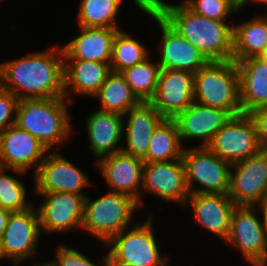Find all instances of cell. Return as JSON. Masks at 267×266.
I'll use <instances>...</instances> for the list:
<instances>
[{
    "label": "cell",
    "mask_w": 267,
    "mask_h": 266,
    "mask_svg": "<svg viewBox=\"0 0 267 266\" xmlns=\"http://www.w3.org/2000/svg\"><path fill=\"white\" fill-rule=\"evenodd\" d=\"M33 265L34 266H53L50 262H47V263H41V264H39V263H37V262H33Z\"/></svg>",
    "instance_id": "obj_41"
},
{
    "label": "cell",
    "mask_w": 267,
    "mask_h": 266,
    "mask_svg": "<svg viewBox=\"0 0 267 266\" xmlns=\"http://www.w3.org/2000/svg\"><path fill=\"white\" fill-rule=\"evenodd\" d=\"M233 117L234 115L230 111L193 102L174 120L178 127L181 142L200 138L202 140L200 147H208L216 133Z\"/></svg>",
    "instance_id": "obj_18"
},
{
    "label": "cell",
    "mask_w": 267,
    "mask_h": 266,
    "mask_svg": "<svg viewBox=\"0 0 267 266\" xmlns=\"http://www.w3.org/2000/svg\"><path fill=\"white\" fill-rule=\"evenodd\" d=\"M48 151L37 138L15 124L0 134V167L15 173L24 174L33 165L37 171Z\"/></svg>",
    "instance_id": "obj_13"
},
{
    "label": "cell",
    "mask_w": 267,
    "mask_h": 266,
    "mask_svg": "<svg viewBox=\"0 0 267 266\" xmlns=\"http://www.w3.org/2000/svg\"><path fill=\"white\" fill-rule=\"evenodd\" d=\"M266 44L267 14L233 26V61L258 57Z\"/></svg>",
    "instance_id": "obj_26"
},
{
    "label": "cell",
    "mask_w": 267,
    "mask_h": 266,
    "mask_svg": "<svg viewBox=\"0 0 267 266\" xmlns=\"http://www.w3.org/2000/svg\"><path fill=\"white\" fill-rule=\"evenodd\" d=\"M190 201L195 221L215 235L226 240L230 230L232 211L237 206L228 194L193 193Z\"/></svg>",
    "instance_id": "obj_20"
},
{
    "label": "cell",
    "mask_w": 267,
    "mask_h": 266,
    "mask_svg": "<svg viewBox=\"0 0 267 266\" xmlns=\"http://www.w3.org/2000/svg\"><path fill=\"white\" fill-rule=\"evenodd\" d=\"M18 98L10 91L0 86V134L9 126L15 124V116L10 120L11 115H15Z\"/></svg>",
    "instance_id": "obj_35"
},
{
    "label": "cell",
    "mask_w": 267,
    "mask_h": 266,
    "mask_svg": "<svg viewBox=\"0 0 267 266\" xmlns=\"http://www.w3.org/2000/svg\"><path fill=\"white\" fill-rule=\"evenodd\" d=\"M260 206L261 207V211H262V214H263V226L265 227V230L267 231V197H263L260 201H258L257 203H255L253 205V207L255 206Z\"/></svg>",
    "instance_id": "obj_38"
},
{
    "label": "cell",
    "mask_w": 267,
    "mask_h": 266,
    "mask_svg": "<svg viewBox=\"0 0 267 266\" xmlns=\"http://www.w3.org/2000/svg\"><path fill=\"white\" fill-rule=\"evenodd\" d=\"M139 207L132 197L113 191L91 200L84 201L82 228L106 244L113 236L128 229L134 211Z\"/></svg>",
    "instance_id": "obj_5"
},
{
    "label": "cell",
    "mask_w": 267,
    "mask_h": 266,
    "mask_svg": "<svg viewBox=\"0 0 267 266\" xmlns=\"http://www.w3.org/2000/svg\"><path fill=\"white\" fill-rule=\"evenodd\" d=\"M103 178L108 183L109 191L126 194L135 199L139 206L141 201L144 161L122 151L102 157L96 161Z\"/></svg>",
    "instance_id": "obj_19"
},
{
    "label": "cell",
    "mask_w": 267,
    "mask_h": 266,
    "mask_svg": "<svg viewBox=\"0 0 267 266\" xmlns=\"http://www.w3.org/2000/svg\"><path fill=\"white\" fill-rule=\"evenodd\" d=\"M243 114L267 106V61L251 57L236 62Z\"/></svg>",
    "instance_id": "obj_24"
},
{
    "label": "cell",
    "mask_w": 267,
    "mask_h": 266,
    "mask_svg": "<svg viewBox=\"0 0 267 266\" xmlns=\"http://www.w3.org/2000/svg\"><path fill=\"white\" fill-rule=\"evenodd\" d=\"M110 72V63L64 59V96L73 93L93 97Z\"/></svg>",
    "instance_id": "obj_25"
},
{
    "label": "cell",
    "mask_w": 267,
    "mask_h": 266,
    "mask_svg": "<svg viewBox=\"0 0 267 266\" xmlns=\"http://www.w3.org/2000/svg\"><path fill=\"white\" fill-rule=\"evenodd\" d=\"M36 193L67 192L85 195L81 190L91 185L87 175L57 152L47 154L35 171Z\"/></svg>",
    "instance_id": "obj_14"
},
{
    "label": "cell",
    "mask_w": 267,
    "mask_h": 266,
    "mask_svg": "<svg viewBox=\"0 0 267 266\" xmlns=\"http://www.w3.org/2000/svg\"><path fill=\"white\" fill-rule=\"evenodd\" d=\"M37 194L44 197V202L37 208L41 232L82 228L86 195L67 192Z\"/></svg>",
    "instance_id": "obj_15"
},
{
    "label": "cell",
    "mask_w": 267,
    "mask_h": 266,
    "mask_svg": "<svg viewBox=\"0 0 267 266\" xmlns=\"http://www.w3.org/2000/svg\"><path fill=\"white\" fill-rule=\"evenodd\" d=\"M57 248L56 259L50 262L53 266H98L74 248L67 247L66 245H60ZM105 255L100 263L101 266H108L107 254Z\"/></svg>",
    "instance_id": "obj_34"
},
{
    "label": "cell",
    "mask_w": 267,
    "mask_h": 266,
    "mask_svg": "<svg viewBox=\"0 0 267 266\" xmlns=\"http://www.w3.org/2000/svg\"><path fill=\"white\" fill-rule=\"evenodd\" d=\"M258 57L261 58L262 60L267 61V44L265 45V47L263 48L262 52Z\"/></svg>",
    "instance_id": "obj_40"
},
{
    "label": "cell",
    "mask_w": 267,
    "mask_h": 266,
    "mask_svg": "<svg viewBox=\"0 0 267 266\" xmlns=\"http://www.w3.org/2000/svg\"><path fill=\"white\" fill-rule=\"evenodd\" d=\"M266 189L267 149L232 164L228 196L237 206H253L265 196Z\"/></svg>",
    "instance_id": "obj_12"
},
{
    "label": "cell",
    "mask_w": 267,
    "mask_h": 266,
    "mask_svg": "<svg viewBox=\"0 0 267 266\" xmlns=\"http://www.w3.org/2000/svg\"><path fill=\"white\" fill-rule=\"evenodd\" d=\"M250 1H252V2H257V3H263V4H267V0H240L239 1V7H240V9L242 8V7H244V5L245 4H247L248 2H250Z\"/></svg>",
    "instance_id": "obj_39"
},
{
    "label": "cell",
    "mask_w": 267,
    "mask_h": 266,
    "mask_svg": "<svg viewBox=\"0 0 267 266\" xmlns=\"http://www.w3.org/2000/svg\"><path fill=\"white\" fill-rule=\"evenodd\" d=\"M253 206H236L225 240L239 250L252 266H267V231Z\"/></svg>",
    "instance_id": "obj_9"
},
{
    "label": "cell",
    "mask_w": 267,
    "mask_h": 266,
    "mask_svg": "<svg viewBox=\"0 0 267 266\" xmlns=\"http://www.w3.org/2000/svg\"><path fill=\"white\" fill-rule=\"evenodd\" d=\"M164 200L186 204L190 195L182 159L168 162H144L142 187Z\"/></svg>",
    "instance_id": "obj_17"
},
{
    "label": "cell",
    "mask_w": 267,
    "mask_h": 266,
    "mask_svg": "<svg viewBox=\"0 0 267 266\" xmlns=\"http://www.w3.org/2000/svg\"><path fill=\"white\" fill-rule=\"evenodd\" d=\"M123 118L122 114L100 110L88 116L86 124L89 149L98 160L121 151L122 147H118V143L124 134Z\"/></svg>",
    "instance_id": "obj_23"
},
{
    "label": "cell",
    "mask_w": 267,
    "mask_h": 266,
    "mask_svg": "<svg viewBox=\"0 0 267 266\" xmlns=\"http://www.w3.org/2000/svg\"><path fill=\"white\" fill-rule=\"evenodd\" d=\"M194 102L241 115L239 72L236 62L209 61L194 74Z\"/></svg>",
    "instance_id": "obj_4"
},
{
    "label": "cell",
    "mask_w": 267,
    "mask_h": 266,
    "mask_svg": "<svg viewBox=\"0 0 267 266\" xmlns=\"http://www.w3.org/2000/svg\"><path fill=\"white\" fill-rule=\"evenodd\" d=\"M125 115H128L127 123L123 126L126 148L123 147L121 151L143 159L147 155L153 132L164 117L150 102H141Z\"/></svg>",
    "instance_id": "obj_21"
},
{
    "label": "cell",
    "mask_w": 267,
    "mask_h": 266,
    "mask_svg": "<svg viewBox=\"0 0 267 266\" xmlns=\"http://www.w3.org/2000/svg\"><path fill=\"white\" fill-rule=\"evenodd\" d=\"M10 211L0 207V238L2 237L10 216Z\"/></svg>",
    "instance_id": "obj_37"
},
{
    "label": "cell",
    "mask_w": 267,
    "mask_h": 266,
    "mask_svg": "<svg viewBox=\"0 0 267 266\" xmlns=\"http://www.w3.org/2000/svg\"><path fill=\"white\" fill-rule=\"evenodd\" d=\"M148 4L209 61L232 60L234 25L198 15L184 3L173 5L163 0H148Z\"/></svg>",
    "instance_id": "obj_2"
},
{
    "label": "cell",
    "mask_w": 267,
    "mask_h": 266,
    "mask_svg": "<svg viewBox=\"0 0 267 266\" xmlns=\"http://www.w3.org/2000/svg\"><path fill=\"white\" fill-rule=\"evenodd\" d=\"M93 97L100 99V111L118 113L124 117L131 108L141 103L121 72L111 71Z\"/></svg>",
    "instance_id": "obj_27"
},
{
    "label": "cell",
    "mask_w": 267,
    "mask_h": 266,
    "mask_svg": "<svg viewBox=\"0 0 267 266\" xmlns=\"http://www.w3.org/2000/svg\"><path fill=\"white\" fill-rule=\"evenodd\" d=\"M122 0H81L77 13L81 27L118 28L116 16Z\"/></svg>",
    "instance_id": "obj_30"
},
{
    "label": "cell",
    "mask_w": 267,
    "mask_h": 266,
    "mask_svg": "<svg viewBox=\"0 0 267 266\" xmlns=\"http://www.w3.org/2000/svg\"><path fill=\"white\" fill-rule=\"evenodd\" d=\"M65 98V99H64ZM68 97L18 100L15 125L37 138L49 150L69 138ZM68 102V103H67Z\"/></svg>",
    "instance_id": "obj_3"
},
{
    "label": "cell",
    "mask_w": 267,
    "mask_h": 266,
    "mask_svg": "<svg viewBox=\"0 0 267 266\" xmlns=\"http://www.w3.org/2000/svg\"><path fill=\"white\" fill-rule=\"evenodd\" d=\"M120 28L81 27V34L64 47V59L110 63L115 36Z\"/></svg>",
    "instance_id": "obj_22"
},
{
    "label": "cell",
    "mask_w": 267,
    "mask_h": 266,
    "mask_svg": "<svg viewBox=\"0 0 267 266\" xmlns=\"http://www.w3.org/2000/svg\"><path fill=\"white\" fill-rule=\"evenodd\" d=\"M0 86L19 100L65 97L62 47L0 63Z\"/></svg>",
    "instance_id": "obj_1"
},
{
    "label": "cell",
    "mask_w": 267,
    "mask_h": 266,
    "mask_svg": "<svg viewBox=\"0 0 267 266\" xmlns=\"http://www.w3.org/2000/svg\"><path fill=\"white\" fill-rule=\"evenodd\" d=\"M149 51L132 35L119 30L115 36L112 49L110 69L121 72L149 58Z\"/></svg>",
    "instance_id": "obj_31"
},
{
    "label": "cell",
    "mask_w": 267,
    "mask_h": 266,
    "mask_svg": "<svg viewBox=\"0 0 267 266\" xmlns=\"http://www.w3.org/2000/svg\"><path fill=\"white\" fill-rule=\"evenodd\" d=\"M208 147L223 161L231 165L241 162L263 149L254 122L248 114L234 116L216 133Z\"/></svg>",
    "instance_id": "obj_11"
},
{
    "label": "cell",
    "mask_w": 267,
    "mask_h": 266,
    "mask_svg": "<svg viewBox=\"0 0 267 266\" xmlns=\"http://www.w3.org/2000/svg\"><path fill=\"white\" fill-rule=\"evenodd\" d=\"M134 4L150 16L162 31L161 69L184 70L195 74L209 60L191 42L182 37L149 4L148 0H134Z\"/></svg>",
    "instance_id": "obj_8"
},
{
    "label": "cell",
    "mask_w": 267,
    "mask_h": 266,
    "mask_svg": "<svg viewBox=\"0 0 267 266\" xmlns=\"http://www.w3.org/2000/svg\"><path fill=\"white\" fill-rule=\"evenodd\" d=\"M152 220L150 215L144 224L136 223L130 231L122 230L105 244L111 246L108 266H171L161 258Z\"/></svg>",
    "instance_id": "obj_6"
},
{
    "label": "cell",
    "mask_w": 267,
    "mask_h": 266,
    "mask_svg": "<svg viewBox=\"0 0 267 266\" xmlns=\"http://www.w3.org/2000/svg\"><path fill=\"white\" fill-rule=\"evenodd\" d=\"M181 159L190 194H228L232 165L223 161L209 147L184 148ZM194 183L202 188H194Z\"/></svg>",
    "instance_id": "obj_7"
},
{
    "label": "cell",
    "mask_w": 267,
    "mask_h": 266,
    "mask_svg": "<svg viewBox=\"0 0 267 266\" xmlns=\"http://www.w3.org/2000/svg\"><path fill=\"white\" fill-rule=\"evenodd\" d=\"M40 234L38 212L34 205L23 211L11 212L0 238L2 259L9 258L18 266L25 259L37 255L36 245Z\"/></svg>",
    "instance_id": "obj_10"
},
{
    "label": "cell",
    "mask_w": 267,
    "mask_h": 266,
    "mask_svg": "<svg viewBox=\"0 0 267 266\" xmlns=\"http://www.w3.org/2000/svg\"><path fill=\"white\" fill-rule=\"evenodd\" d=\"M160 70L158 62L153 63L146 58L143 62L124 69L121 74L141 102H150L157 89Z\"/></svg>",
    "instance_id": "obj_29"
},
{
    "label": "cell",
    "mask_w": 267,
    "mask_h": 266,
    "mask_svg": "<svg viewBox=\"0 0 267 266\" xmlns=\"http://www.w3.org/2000/svg\"><path fill=\"white\" fill-rule=\"evenodd\" d=\"M174 119L164 118L156 127L150 140L144 162H168L180 159L184 148Z\"/></svg>",
    "instance_id": "obj_28"
},
{
    "label": "cell",
    "mask_w": 267,
    "mask_h": 266,
    "mask_svg": "<svg viewBox=\"0 0 267 266\" xmlns=\"http://www.w3.org/2000/svg\"><path fill=\"white\" fill-rule=\"evenodd\" d=\"M194 102V74L161 69L157 89L150 103L167 119H174Z\"/></svg>",
    "instance_id": "obj_16"
},
{
    "label": "cell",
    "mask_w": 267,
    "mask_h": 266,
    "mask_svg": "<svg viewBox=\"0 0 267 266\" xmlns=\"http://www.w3.org/2000/svg\"><path fill=\"white\" fill-rule=\"evenodd\" d=\"M248 116L254 122L262 148L267 149V106L252 110Z\"/></svg>",
    "instance_id": "obj_36"
},
{
    "label": "cell",
    "mask_w": 267,
    "mask_h": 266,
    "mask_svg": "<svg viewBox=\"0 0 267 266\" xmlns=\"http://www.w3.org/2000/svg\"><path fill=\"white\" fill-rule=\"evenodd\" d=\"M182 3L198 15L218 21H225L241 10L239 0H184Z\"/></svg>",
    "instance_id": "obj_33"
},
{
    "label": "cell",
    "mask_w": 267,
    "mask_h": 266,
    "mask_svg": "<svg viewBox=\"0 0 267 266\" xmlns=\"http://www.w3.org/2000/svg\"><path fill=\"white\" fill-rule=\"evenodd\" d=\"M8 169L0 167V207L10 212L28 209L33 204L26 200V188L23 182L6 174Z\"/></svg>",
    "instance_id": "obj_32"
}]
</instances>
